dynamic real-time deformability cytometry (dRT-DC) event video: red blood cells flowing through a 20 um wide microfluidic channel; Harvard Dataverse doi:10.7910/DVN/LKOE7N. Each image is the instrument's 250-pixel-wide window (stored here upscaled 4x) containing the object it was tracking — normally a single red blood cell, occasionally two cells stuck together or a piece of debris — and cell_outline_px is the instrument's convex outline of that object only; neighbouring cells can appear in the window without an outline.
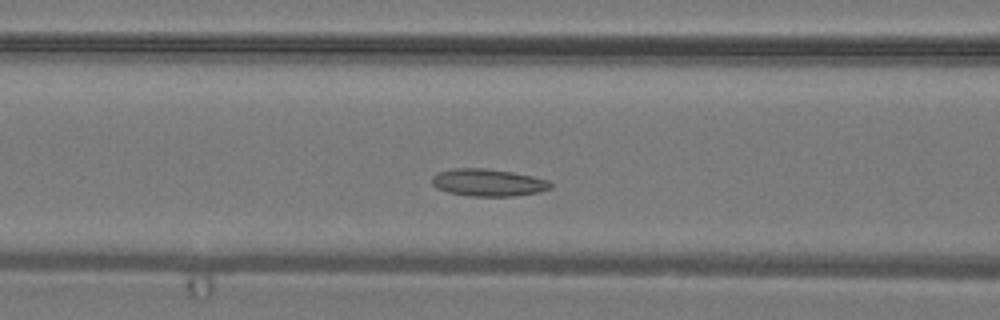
{"species": "common noctule bat (a hibernating species)", "species_latin": "Nyctalus noctula", "temperature_condition": "warm", "stored_images_in_passage": 34, "camera_frame_rate_fps": 3000, "um_per_image_px": 0.085, "animal": {"sex": "male", "body_mass_g": 19.2, "forearm_length_mm": 51.8}, "frame": {"image": 1, "passage_image": 10, "time_ms": 3.0, "image_size_px": [1000, 320], "cell_outline_px": [[552, 188], [540, 192], [512, 196], [468, 196], [448, 192], [436, 188], [432, 184], [432, 176], [440, 172], [452, 168], [484, 168], [512, 172], [532, 176], [548, 180], [552, 184]], "centroid_in_image_um": [41.49, 15.52], "position_along_channel_um": 125.1, "area_um2": 18.9}}
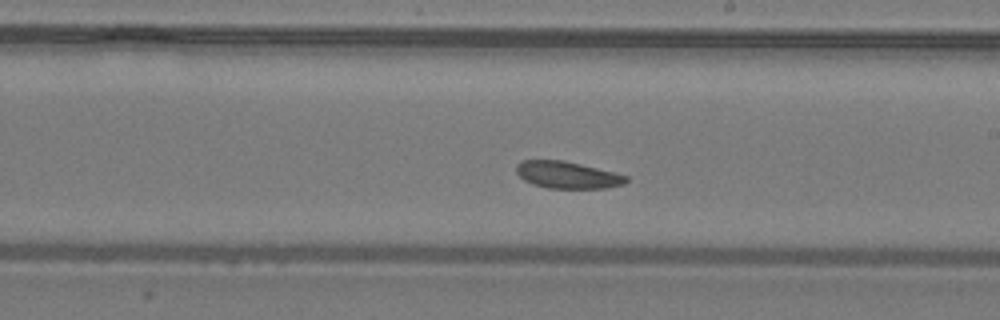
{"frame": {"image": 2, "passage_image": 17, "time_ms": 5.333, "image_size_px": [1000, 320], "cell_outline_px": [[628, 180], [624, 184], [608, 188], [548, 188], [532, 184], [524, 180], [516, 172], [516, 164], [524, 160], [564, 160], [628, 176]], "centroid_in_image_um": [48.21, 14.87], "position_along_channel_um": 240.8, "area_um2": 17.17}}
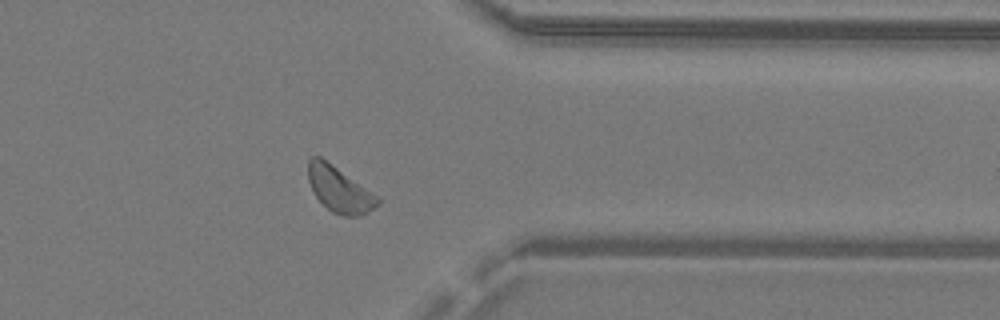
{"frame": {"image": 3, "passage_image": 26, "time_ms": 8.333, "image_size_px": [1000, 320], "cell_outline_px": [[380, 204], [368, 212], [360, 216], [344, 216], [332, 212], [316, 196], [308, 180], [308, 160], [312, 156], [320, 156], [380, 196]], "centroid_in_image_um": [28.89, 16.1], "position_along_channel_um": 382.5, "area_um2": 18.5}}